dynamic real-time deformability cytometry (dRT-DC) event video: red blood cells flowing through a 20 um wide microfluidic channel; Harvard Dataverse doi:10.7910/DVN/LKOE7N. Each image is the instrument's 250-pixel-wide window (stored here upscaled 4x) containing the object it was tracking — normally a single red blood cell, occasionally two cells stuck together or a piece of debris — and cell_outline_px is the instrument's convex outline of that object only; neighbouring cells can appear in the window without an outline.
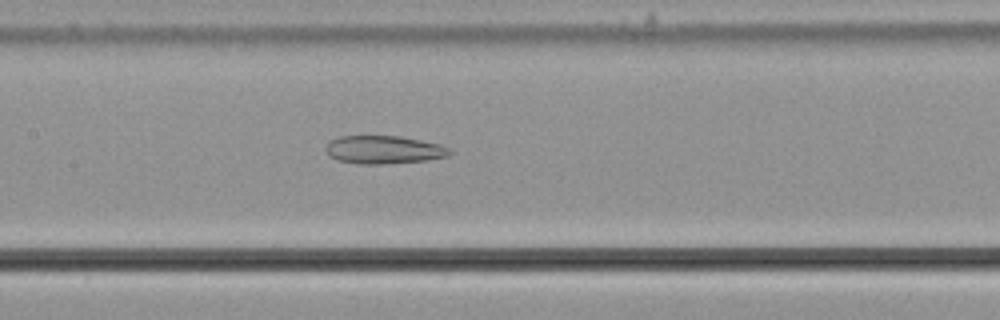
{"species": "common noctule bat (a hibernating species)", "species_latin": "Nyctalus noctula", "temperature_condition": "cold", "stored_images_in_passage": 44, "camera_frame_rate_fps": 3000, "um_per_image_px": 0.085, "animal": {"sex": "male", "body_mass_g": 21.5, "forearm_length_mm": 52.0}, "frame": {"image": 1, "passage_image": 15, "time_ms": 4.667, "image_size_px": [1000, 320], "cell_outline_px": [[452, 152], [448, 156], [428, 160], [384, 164], [360, 164], [340, 160], [328, 156], [324, 148], [328, 140], [340, 136], [400, 136], [440, 144], [452, 148]], "centroid_in_image_um": [32.62, 12.72], "position_along_channel_um": 174.8, "area_um2": 20.52}}
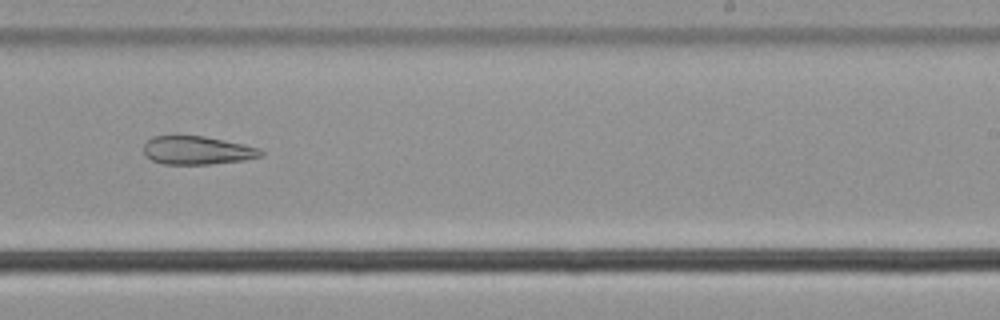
{"frame": {"image": 2, "passage_image": 23, "time_ms": 7.333, "image_size_px": [1000, 320], "cell_outline_px": [[264, 156], [244, 160], [208, 164], [164, 164], [152, 160], [144, 152], [144, 144], [152, 136], [204, 136], [244, 144], [260, 148], [264, 152]], "centroid_in_image_um": [16.8, 12.78], "position_along_channel_um": 272.2, "area_um2": 19.31}}
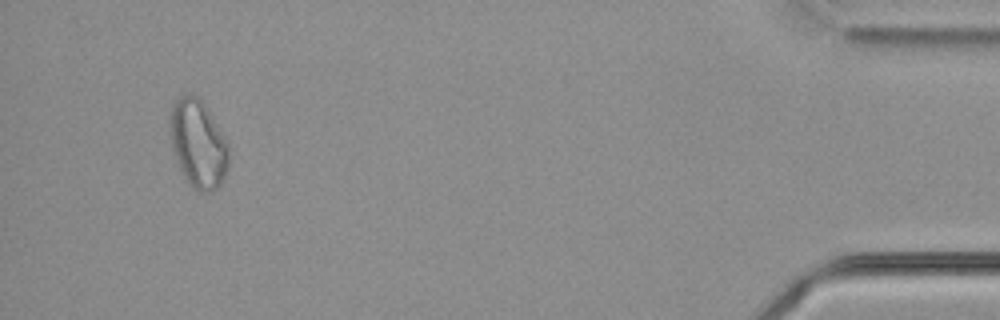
{"frame": {"image": 3, "passage_image": 41, "time_ms": 13.333, "image_size_px": [1000, 320], "cell_outline_px": [[228, 164], [224, 176], [220, 184], [216, 188], [208, 192], [200, 192], [192, 188], [188, 184], [176, 160], [172, 148], [168, 124], [168, 116], [172, 104], [180, 96], [192, 92], [204, 104], [228, 140]], "centroid_in_image_um": [16.81, 12.19], "position_along_channel_um": 418.4, "area_um2": 30.46}}